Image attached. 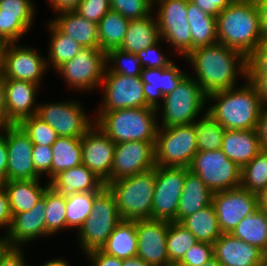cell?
Returning a JSON list of instances; mask_svg holds the SVG:
<instances>
[{"label": "cell", "instance_id": "cell-53", "mask_svg": "<svg viewBox=\"0 0 267 266\" xmlns=\"http://www.w3.org/2000/svg\"><path fill=\"white\" fill-rule=\"evenodd\" d=\"M92 266H122V259L108 255L101 249L85 253Z\"/></svg>", "mask_w": 267, "mask_h": 266}, {"label": "cell", "instance_id": "cell-11", "mask_svg": "<svg viewBox=\"0 0 267 266\" xmlns=\"http://www.w3.org/2000/svg\"><path fill=\"white\" fill-rule=\"evenodd\" d=\"M156 20L160 37L176 54L186 57L192 51L191 29L187 19V0H160Z\"/></svg>", "mask_w": 267, "mask_h": 266}, {"label": "cell", "instance_id": "cell-27", "mask_svg": "<svg viewBox=\"0 0 267 266\" xmlns=\"http://www.w3.org/2000/svg\"><path fill=\"white\" fill-rule=\"evenodd\" d=\"M49 186L64 194L101 192L106 187L105 182L83 164L59 172L49 181Z\"/></svg>", "mask_w": 267, "mask_h": 266}, {"label": "cell", "instance_id": "cell-67", "mask_svg": "<svg viewBox=\"0 0 267 266\" xmlns=\"http://www.w3.org/2000/svg\"><path fill=\"white\" fill-rule=\"evenodd\" d=\"M5 244L4 242V236H0V247Z\"/></svg>", "mask_w": 267, "mask_h": 266}, {"label": "cell", "instance_id": "cell-52", "mask_svg": "<svg viewBox=\"0 0 267 266\" xmlns=\"http://www.w3.org/2000/svg\"><path fill=\"white\" fill-rule=\"evenodd\" d=\"M22 247H0V266H27Z\"/></svg>", "mask_w": 267, "mask_h": 266}, {"label": "cell", "instance_id": "cell-29", "mask_svg": "<svg viewBox=\"0 0 267 266\" xmlns=\"http://www.w3.org/2000/svg\"><path fill=\"white\" fill-rule=\"evenodd\" d=\"M212 198L213 192L196 173L187 169L182 195L178 203L176 222L181 223L188 216L207 207L212 203Z\"/></svg>", "mask_w": 267, "mask_h": 266}, {"label": "cell", "instance_id": "cell-65", "mask_svg": "<svg viewBox=\"0 0 267 266\" xmlns=\"http://www.w3.org/2000/svg\"><path fill=\"white\" fill-rule=\"evenodd\" d=\"M3 78V44L0 43V79Z\"/></svg>", "mask_w": 267, "mask_h": 266}, {"label": "cell", "instance_id": "cell-62", "mask_svg": "<svg viewBox=\"0 0 267 266\" xmlns=\"http://www.w3.org/2000/svg\"><path fill=\"white\" fill-rule=\"evenodd\" d=\"M258 208L263 210L267 215V187L257 194Z\"/></svg>", "mask_w": 267, "mask_h": 266}, {"label": "cell", "instance_id": "cell-56", "mask_svg": "<svg viewBox=\"0 0 267 266\" xmlns=\"http://www.w3.org/2000/svg\"><path fill=\"white\" fill-rule=\"evenodd\" d=\"M247 79L256 88L263 104H267V73H247Z\"/></svg>", "mask_w": 267, "mask_h": 266}, {"label": "cell", "instance_id": "cell-66", "mask_svg": "<svg viewBox=\"0 0 267 266\" xmlns=\"http://www.w3.org/2000/svg\"><path fill=\"white\" fill-rule=\"evenodd\" d=\"M202 266H223L215 257L204 263Z\"/></svg>", "mask_w": 267, "mask_h": 266}, {"label": "cell", "instance_id": "cell-35", "mask_svg": "<svg viewBox=\"0 0 267 266\" xmlns=\"http://www.w3.org/2000/svg\"><path fill=\"white\" fill-rule=\"evenodd\" d=\"M231 234L256 246L267 255V215L263 210L257 208L244 217Z\"/></svg>", "mask_w": 267, "mask_h": 266}, {"label": "cell", "instance_id": "cell-43", "mask_svg": "<svg viewBox=\"0 0 267 266\" xmlns=\"http://www.w3.org/2000/svg\"><path fill=\"white\" fill-rule=\"evenodd\" d=\"M241 187L258 194L267 187V151L261 150L241 168Z\"/></svg>", "mask_w": 267, "mask_h": 266}, {"label": "cell", "instance_id": "cell-30", "mask_svg": "<svg viewBox=\"0 0 267 266\" xmlns=\"http://www.w3.org/2000/svg\"><path fill=\"white\" fill-rule=\"evenodd\" d=\"M39 181L40 179L9 180L2 183L7 192L12 216L29 211L43 197L49 182L42 186Z\"/></svg>", "mask_w": 267, "mask_h": 266}, {"label": "cell", "instance_id": "cell-59", "mask_svg": "<svg viewBox=\"0 0 267 266\" xmlns=\"http://www.w3.org/2000/svg\"><path fill=\"white\" fill-rule=\"evenodd\" d=\"M259 14L262 42H267V0L256 2Z\"/></svg>", "mask_w": 267, "mask_h": 266}, {"label": "cell", "instance_id": "cell-37", "mask_svg": "<svg viewBox=\"0 0 267 266\" xmlns=\"http://www.w3.org/2000/svg\"><path fill=\"white\" fill-rule=\"evenodd\" d=\"M128 19L120 13L109 11L98 23V37L100 49L108 52L120 48L126 34Z\"/></svg>", "mask_w": 267, "mask_h": 266}, {"label": "cell", "instance_id": "cell-20", "mask_svg": "<svg viewBox=\"0 0 267 266\" xmlns=\"http://www.w3.org/2000/svg\"><path fill=\"white\" fill-rule=\"evenodd\" d=\"M116 144L95 124L82 136V164L106 182L111 168Z\"/></svg>", "mask_w": 267, "mask_h": 266}, {"label": "cell", "instance_id": "cell-2", "mask_svg": "<svg viewBox=\"0 0 267 266\" xmlns=\"http://www.w3.org/2000/svg\"><path fill=\"white\" fill-rule=\"evenodd\" d=\"M245 81L240 88L234 86L207 95L214 104L207 106L206 112L225 129H256L264 104L254 85L247 78Z\"/></svg>", "mask_w": 267, "mask_h": 266}, {"label": "cell", "instance_id": "cell-3", "mask_svg": "<svg viewBox=\"0 0 267 266\" xmlns=\"http://www.w3.org/2000/svg\"><path fill=\"white\" fill-rule=\"evenodd\" d=\"M218 43L248 58L262 43L255 2L235 0L216 17Z\"/></svg>", "mask_w": 267, "mask_h": 266}, {"label": "cell", "instance_id": "cell-47", "mask_svg": "<svg viewBox=\"0 0 267 266\" xmlns=\"http://www.w3.org/2000/svg\"><path fill=\"white\" fill-rule=\"evenodd\" d=\"M214 257L213 244L197 242L189 248L175 266H202Z\"/></svg>", "mask_w": 267, "mask_h": 266}, {"label": "cell", "instance_id": "cell-18", "mask_svg": "<svg viewBox=\"0 0 267 266\" xmlns=\"http://www.w3.org/2000/svg\"><path fill=\"white\" fill-rule=\"evenodd\" d=\"M6 145L7 181L41 179L35 171L32 159L34 145L18 124L6 126Z\"/></svg>", "mask_w": 267, "mask_h": 266}, {"label": "cell", "instance_id": "cell-21", "mask_svg": "<svg viewBox=\"0 0 267 266\" xmlns=\"http://www.w3.org/2000/svg\"><path fill=\"white\" fill-rule=\"evenodd\" d=\"M34 18L31 0H0V43L19 42L31 29Z\"/></svg>", "mask_w": 267, "mask_h": 266}, {"label": "cell", "instance_id": "cell-45", "mask_svg": "<svg viewBox=\"0 0 267 266\" xmlns=\"http://www.w3.org/2000/svg\"><path fill=\"white\" fill-rule=\"evenodd\" d=\"M18 125L28 135L33 145L51 146L58 138L56 131L36 114L24 118Z\"/></svg>", "mask_w": 267, "mask_h": 266}, {"label": "cell", "instance_id": "cell-1", "mask_svg": "<svg viewBox=\"0 0 267 266\" xmlns=\"http://www.w3.org/2000/svg\"><path fill=\"white\" fill-rule=\"evenodd\" d=\"M184 59L193 66L196 77L192 78L206 95L237 86L240 77L247 78V58L224 44L197 48Z\"/></svg>", "mask_w": 267, "mask_h": 266}, {"label": "cell", "instance_id": "cell-33", "mask_svg": "<svg viewBox=\"0 0 267 266\" xmlns=\"http://www.w3.org/2000/svg\"><path fill=\"white\" fill-rule=\"evenodd\" d=\"M187 19L191 29L192 51L218 43L216 17L187 0Z\"/></svg>", "mask_w": 267, "mask_h": 266}, {"label": "cell", "instance_id": "cell-39", "mask_svg": "<svg viewBox=\"0 0 267 266\" xmlns=\"http://www.w3.org/2000/svg\"><path fill=\"white\" fill-rule=\"evenodd\" d=\"M198 151L221 149L225 128L206 111L194 122Z\"/></svg>", "mask_w": 267, "mask_h": 266}, {"label": "cell", "instance_id": "cell-46", "mask_svg": "<svg viewBox=\"0 0 267 266\" xmlns=\"http://www.w3.org/2000/svg\"><path fill=\"white\" fill-rule=\"evenodd\" d=\"M150 0H110V10L120 13L128 20L142 19L153 14Z\"/></svg>", "mask_w": 267, "mask_h": 266}, {"label": "cell", "instance_id": "cell-26", "mask_svg": "<svg viewBox=\"0 0 267 266\" xmlns=\"http://www.w3.org/2000/svg\"><path fill=\"white\" fill-rule=\"evenodd\" d=\"M221 150L240 168L248 164L262 149L256 129H225Z\"/></svg>", "mask_w": 267, "mask_h": 266}, {"label": "cell", "instance_id": "cell-6", "mask_svg": "<svg viewBox=\"0 0 267 266\" xmlns=\"http://www.w3.org/2000/svg\"><path fill=\"white\" fill-rule=\"evenodd\" d=\"M207 102V95L188 73L172 92L163 97L162 104L157 108L158 112L162 109V121L158 125L169 127L192 124L205 110Z\"/></svg>", "mask_w": 267, "mask_h": 266}, {"label": "cell", "instance_id": "cell-34", "mask_svg": "<svg viewBox=\"0 0 267 266\" xmlns=\"http://www.w3.org/2000/svg\"><path fill=\"white\" fill-rule=\"evenodd\" d=\"M181 224L197 238L198 242L202 243L214 244L222 234L212 203L185 218Z\"/></svg>", "mask_w": 267, "mask_h": 266}, {"label": "cell", "instance_id": "cell-13", "mask_svg": "<svg viewBox=\"0 0 267 266\" xmlns=\"http://www.w3.org/2000/svg\"><path fill=\"white\" fill-rule=\"evenodd\" d=\"M187 167L156 166V182L151 219L176 222Z\"/></svg>", "mask_w": 267, "mask_h": 266}, {"label": "cell", "instance_id": "cell-49", "mask_svg": "<svg viewBox=\"0 0 267 266\" xmlns=\"http://www.w3.org/2000/svg\"><path fill=\"white\" fill-rule=\"evenodd\" d=\"M154 43L151 46L139 51L136 55L140 58L143 68L153 69V68H167L172 63V60L169 57H166L161 48L159 47V42ZM159 47V48H158Z\"/></svg>", "mask_w": 267, "mask_h": 266}, {"label": "cell", "instance_id": "cell-24", "mask_svg": "<svg viewBox=\"0 0 267 266\" xmlns=\"http://www.w3.org/2000/svg\"><path fill=\"white\" fill-rule=\"evenodd\" d=\"M7 125L18 124L24 118L35 115L39 85L22 80L4 79Z\"/></svg>", "mask_w": 267, "mask_h": 266}, {"label": "cell", "instance_id": "cell-5", "mask_svg": "<svg viewBox=\"0 0 267 266\" xmlns=\"http://www.w3.org/2000/svg\"><path fill=\"white\" fill-rule=\"evenodd\" d=\"M156 182V167L148 171L109 182L106 187L113 194L122 220L151 218Z\"/></svg>", "mask_w": 267, "mask_h": 266}, {"label": "cell", "instance_id": "cell-31", "mask_svg": "<svg viewBox=\"0 0 267 266\" xmlns=\"http://www.w3.org/2000/svg\"><path fill=\"white\" fill-rule=\"evenodd\" d=\"M161 39L159 28L152 14L142 19L130 20L121 50L134 53L153 45Z\"/></svg>", "mask_w": 267, "mask_h": 266}, {"label": "cell", "instance_id": "cell-54", "mask_svg": "<svg viewBox=\"0 0 267 266\" xmlns=\"http://www.w3.org/2000/svg\"><path fill=\"white\" fill-rule=\"evenodd\" d=\"M207 14L217 17L219 13L235 0H189Z\"/></svg>", "mask_w": 267, "mask_h": 266}, {"label": "cell", "instance_id": "cell-32", "mask_svg": "<svg viewBox=\"0 0 267 266\" xmlns=\"http://www.w3.org/2000/svg\"><path fill=\"white\" fill-rule=\"evenodd\" d=\"M137 243L136 220H121L101 250L123 260L137 256Z\"/></svg>", "mask_w": 267, "mask_h": 266}, {"label": "cell", "instance_id": "cell-16", "mask_svg": "<svg viewBox=\"0 0 267 266\" xmlns=\"http://www.w3.org/2000/svg\"><path fill=\"white\" fill-rule=\"evenodd\" d=\"M212 204L222 233H231L244 217L258 208L257 194L241 186L214 192Z\"/></svg>", "mask_w": 267, "mask_h": 266}, {"label": "cell", "instance_id": "cell-19", "mask_svg": "<svg viewBox=\"0 0 267 266\" xmlns=\"http://www.w3.org/2000/svg\"><path fill=\"white\" fill-rule=\"evenodd\" d=\"M168 225L164 220H136L137 256L151 266H172L166 248Z\"/></svg>", "mask_w": 267, "mask_h": 266}, {"label": "cell", "instance_id": "cell-44", "mask_svg": "<svg viewBox=\"0 0 267 266\" xmlns=\"http://www.w3.org/2000/svg\"><path fill=\"white\" fill-rule=\"evenodd\" d=\"M107 68L105 72L136 77L141 76L143 67L140 58L134 54L121 50L111 49L106 53Z\"/></svg>", "mask_w": 267, "mask_h": 266}, {"label": "cell", "instance_id": "cell-41", "mask_svg": "<svg viewBox=\"0 0 267 266\" xmlns=\"http://www.w3.org/2000/svg\"><path fill=\"white\" fill-rule=\"evenodd\" d=\"M100 192H77L66 195V224L77 231L92 211L94 198Z\"/></svg>", "mask_w": 267, "mask_h": 266}, {"label": "cell", "instance_id": "cell-28", "mask_svg": "<svg viewBox=\"0 0 267 266\" xmlns=\"http://www.w3.org/2000/svg\"><path fill=\"white\" fill-rule=\"evenodd\" d=\"M59 15L50 22L61 33L71 37L82 48H100L98 24L82 18L75 11L61 12Z\"/></svg>", "mask_w": 267, "mask_h": 266}, {"label": "cell", "instance_id": "cell-4", "mask_svg": "<svg viewBox=\"0 0 267 266\" xmlns=\"http://www.w3.org/2000/svg\"><path fill=\"white\" fill-rule=\"evenodd\" d=\"M157 109L137 107L97 113L95 125L115 144L128 141L156 142Z\"/></svg>", "mask_w": 267, "mask_h": 266}, {"label": "cell", "instance_id": "cell-64", "mask_svg": "<svg viewBox=\"0 0 267 266\" xmlns=\"http://www.w3.org/2000/svg\"><path fill=\"white\" fill-rule=\"evenodd\" d=\"M39 266H70L68 260H64V258H57L50 261H47L44 264Z\"/></svg>", "mask_w": 267, "mask_h": 266}, {"label": "cell", "instance_id": "cell-38", "mask_svg": "<svg viewBox=\"0 0 267 266\" xmlns=\"http://www.w3.org/2000/svg\"><path fill=\"white\" fill-rule=\"evenodd\" d=\"M51 33L47 66L54 67V71L63 63L73 59L82 47L71 37L61 33L50 21L47 22ZM51 64V65H50Z\"/></svg>", "mask_w": 267, "mask_h": 266}, {"label": "cell", "instance_id": "cell-14", "mask_svg": "<svg viewBox=\"0 0 267 266\" xmlns=\"http://www.w3.org/2000/svg\"><path fill=\"white\" fill-rule=\"evenodd\" d=\"M143 84L140 76L130 77L105 72L100 84L104 93L98 113L117 109L150 107L145 100Z\"/></svg>", "mask_w": 267, "mask_h": 266}, {"label": "cell", "instance_id": "cell-55", "mask_svg": "<svg viewBox=\"0 0 267 266\" xmlns=\"http://www.w3.org/2000/svg\"><path fill=\"white\" fill-rule=\"evenodd\" d=\"M12 221V213L10 210L9 200L6 190L0 187V228L6 229L8 232Z\"/></svg>", "mask_w": 267, "mask_h": 266}, {"label": "cell", "instance_id": "cell-51", "mask_svg": "<svg viewBox=\"0 0 267 266\" xmlns=\"http://www.w3.org/2000/svg\"><path fill=\"white\" fill-rule=\"evenodd\" d=\"M247 73H267V42H262L247 58Z\"/></svg>", "mask_w": 267, "mask_h": 266}, {"label": "cell", "instance_id": "cell-58", "mask_svg": "<svg viewBox=\"0 0 267 266\" xmlns=\"http://www.w3.org/2000/svg\"><path fill=\"white\" fill-rule=\"evenodd\" d=\"M256 132L261 149L267 151V104H264L257 121Z\"/></svg>", "mask_w": 267, "mask_h": 266}, {"label": "cell", "instance_id": "cell-25", "mask_svg": "<svg viewBox=\"0 0 267 266\" xmlns=\"http://www.w3.org/2000/svg\"><path fill=\"white\" fill-rule=\"evenodd\" d=\"M187 74L175 63L167 68H143L140 77L144 83L146 103L155 109L160 107L161 99L163 102V97L172 92Z\"/></svg>", "mask_w": 267, "mask_h": 266}, {"label": "cell", "instance_id": "cell-12", "mask_svg": "<svg viewBox=\"0 0 267 266\" xmlns=\"http://www.w3.org/2000/svg\"><path fill=\"white\" fill-rule=\"evenodd\" d=\"M36 115L63 137L82 138L95 124V119L90 120L81 103L72 100L39 103Z\"/></svg>", "mask_w": 267, "mask_h": 266}, {"label": "cell", "instance_id": "cell-60", "mask_svg": "<svg viewBox=\"0 0 267 266\" xmlns=\"http://www.w3.org/2000/svg\"><path fill=\"white\" fill-rule=\"evenodd\" d=\"M52 10L57 13L75 11L81 0H48Z\"/></svg>", "mask_w": 267, "mask_h": 266}, {"label": "cell", "instance_id": "cell-17", "mask_svg": "<svg viewBox=\"0 0 267 266\" xmlns=\"http://www.w3.org/2000/svg\"><path fill=\"white\" fill-rule=\"evenodd\" d=\"M155 143L144 141L117 143L111 176L105 182V185L116 179L133 176L156 167Z\"/></svg>", "mask_w": 267, "mask_h": 266}, {"label": "cell", "instance_id": "cell-23", "mask_svg": "<svg viewBox=\"0 0 267 266\" xmlns=\"http://www.w3.org/2000/svg\"><path fill=\"white\" fill-rule=\"evenodd\" d=\"M214 257L223 266H262L267 255L231 233H222L213 244Z\"/></svg>", "mask_w": 267, "mask_h": 266}, {"label": "cell", "instance_id": "cell-10", "mask_svg": "<svg viewBox=\"0 0 267 266\" xmlns=\"http://www.w3.org/2000/svg\"><path fill=\"white\" fill-rule=\"evenodd\" d=\"M106 68V52L100 48H82L73 59L55 71L74 91L87 92L100 86Z\"/></svg>", "mask_w": 267, "mask_h": 266}, {"label": "cell", "instance_id": "cell-69", "mask_svg": "<svg viewBox=\"0 0 267 266\" xmlns=\"http://www.w3.org/2000/svg\"><path fill=\"white\" fill-rule=\"evenodd\" d=\"M244 1H250V2H257V1H259V0H244Z\"/></svg>", "mask_w": 267, "mask_h": 266}, {"label": "cell", "instance_id": "cell-42", "mask_svg": "<svg viewBox=\"0 0 267 266\" xmlns=\"http://www.w3.org/2000/svg\"><path fill=\"white\" fill-rule=\"evenodd\" d=\"M197 242V238L183 224L169 222L166 248L170 264L175 266L184 253Z\"/></svg>", "mask_w": 267, "mask_h": 266}, {"label": "cell", "instance_id": "cell-22", "mask_svg": "<svg viewBox=\"0 0 267 266\" xmlns=\"http://www.w3.org/2000/svg\"><path fill=\"white\" fill-rule=\"evenodd\" d=\"M46 191L43 197L27 212L12 216L8 232L3 235L7 247H22L31 240L46 236Z\"/></svg>", "mask_w": 267, "mask_h": 266}, {"label": "cell", "instance_id": "cell-40", "mask_svg": "<svg viewBox=\"0 0 267 266\" xmlns=\"http://www.w3.org/2000/svg\"><path fill=\"white\" fill-rule=\"evenodd\" d=\"M46 236H53L60 230H65L66 224V195L53 190L50 186L46 189Z\"/></svg>", "mask_w": 267, "mask_h": 266}, {"label": "cell", "instance_id": "cell-36", "mask_svg": "<svg viewBox=\"0 0 267 266\" xmlns=\"http://www.w3.org/2000/svg\"><path fill=\"white\" fill-rule=\"evenodd\" d=\"M51 148L53 159L50 180L59 172L82 164L81 138L58 136Z\"/></svg>", "mask_w": 267, "mask_h": 266}, {"label": "cell", "instance_id": "cell-68", "mask_svg": "<svg viewBox=\"0 0 267 266\" xmlns=\"http://www.w3.org/2000/svg\"><path fill=\"white\" fill-rule=\"evenodd\" d=\"M150 1L154 4V7H155L156 3H157L158 1H160V0H150Z\"/></svg>", "mask_w": 267, "mask_h": 266}, {"label": "cell", "instance_id": "cell-50", "mask_svg": "<svg viewBox=\"0 0 267 266\" xmlns=\"http://www.w3.org/2000/svg\"><path fill=\"white\" fill-rule=\"evenodd\" d=\"M32 159L35 171L42 176L46 174L48 182L50 181V170L53 159L51 146L34 145Z\"/></svg>", "mask_w": 267, "mask_h": 266}, {"label": "cell", "instance_id": "cell-7", "mask_svg": "<svg viewBox=\"0 0 267 266\" xmlns=\"http://www.w3.org/2000/svg\"><path fill=\"white\" fill-rule=\"evenodd\" d=\"M121 220L115 198L105 187L94 198L90 215L77 231L83 252L101 249Z\"/></svg>", "mask_w": 267, "mask_h": 266}, {"label": "cell", "instance_id": "cell-48", "mask_svg": "<svg viewBox=\"0 0 267 266\" xmlns=\"http://www.w3.org/2000/svg\"><path fill=\"white\" fill-rule=\"evenodd\" d=\"M110 11V0H81L75 12L82 18L98 24Z\"/></svg>", "mask_w": 267, "mask_h": 266}, {"label": "cell", "instance_id": "cell-8", "mask_svg": "<svg viewBox=\"0 0 267 266\" xmlns=\"http://www.w3.org/2000/svg\"><path fill=\"white\" fill-rule=\"evenodd\" d=\"M197 151L194 123L158 128L155 143L156 166L188 168Z\"/></svg>", "mask_w": 267, "mask_h": 266}, {"label": "cell", "instance_id": "cell-61", "mask_svg": "<svg viewBox=\"0 0 267 266\" xmlns=\"http://www.w3.org/2000/svg\"><path fill=\"white\" fill-rule=\"evenodd\" d=\"M7 126L4 78L0 79V130Z\"/></svg>", "mask_w": 267, "mask_h": 266}, {"label": "cell", "instance_id": "cell-9", "mask_svg": "<svg viewBox=\"0 0 267 266\" xmlns=\"http://www.w3.org/2000/svg\"><path fill=\"white\" fill-rule=\"evenodd\" d=\"M188 169L196 173L213 193L241 184V168L228 159L221 149L197 151Z\"/></svg>", "mask_w": 267, "mask_h": 266}, {"label": "cell", "instance_id": "cell-15", "mask_svg": "<svg viewBox=\"0 0 267 266\" xmlns=\"http://www.w3.org/2000/svg\"><path fill=\"white\" fill-rule=\"evenodd\" d=\"M47 59L34 48L21 44H3V78L40 85L47 72Z\"/></svg>", "mask_w": 267, "mask_h": 266}, {"label": "cell", "instance_id": "cell-57", "mask_svg": "<svg viewBox=\"0 0 267 266\" xmlns=\"http://www.w3.org/2000/svg\"><path fill=\"white\" fill-rule=\"evenodd\" d=\"M2 133V134H1ZM8 151L6 145V126L0 130V182L7 181Z\"/></svg>", "mask_w": 267, "mask_h": 266}, {"label": "cell", "instance_id": "cell-63", "mask_svg": "<svg viewBox=\"0 0 267 266\" xmlns=\"http://www.w3.org/2000/svg\"><path fill=\"white\" fill-rule=\"evenodd\" d=\"M122 266H151L138 256L122 260Z\"/></svg>", "mask_w": 267, "mask_h": 266}]
</instances>
